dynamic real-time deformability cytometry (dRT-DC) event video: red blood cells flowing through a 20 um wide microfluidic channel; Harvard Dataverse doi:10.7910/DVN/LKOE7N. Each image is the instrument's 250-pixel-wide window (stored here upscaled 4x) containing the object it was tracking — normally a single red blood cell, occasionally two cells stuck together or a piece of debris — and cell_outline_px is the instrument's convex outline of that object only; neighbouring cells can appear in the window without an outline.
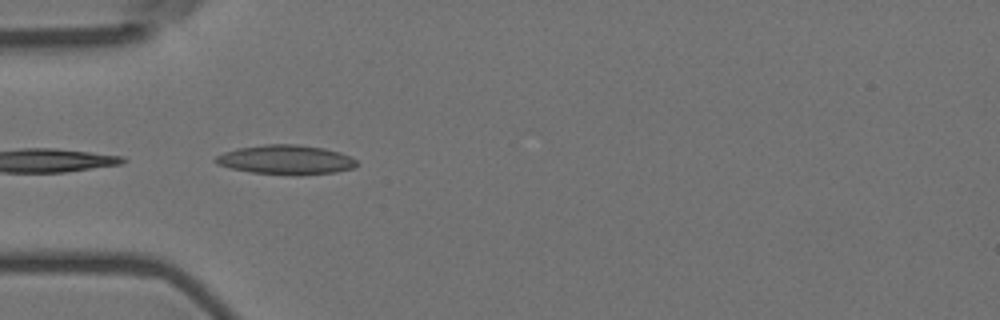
{"species": "Egyptian fruit bat (a non-hibernating species)", "species_latin": "Rousettus aegyptiacus", "temperature_condition": "room temperature", "stored_images_in_passage": 36, "camera_frame_rate_fps": 3000, "um_per_image_px": 0.085, "animal": {"sex": "female"}, "frame": {"image": 1, "passage_image": 1, "time_ms": 0.0, "image_size_px": [1000, 320], "cell_outline_px": [[356, 164], [352, 168], [336, 172], [296, 176], [252, 172], [232, 168], [216, 164], [212, 160], [216, 156], [224, 152], [236, 148], [268, 144], [296, 144], [324, 148], [340, 152], [356, 160]], "centroid_in_image_um": [24.27, 13.58], "position_along_channel_um": 60.7, "area_um2": 24.22}, "authors_computed_cell_mechanics": {"area_um2": 18.9295, "velocity_mm_per_s": 3.7504, "shape_relaxation_time_tau1_ms": 6.7816, "shape_relaxation_time_tau2_ms": 11.2381, "deformation_change_tau1": 0.2247, "deformation_change_tau2": 0.2203}}